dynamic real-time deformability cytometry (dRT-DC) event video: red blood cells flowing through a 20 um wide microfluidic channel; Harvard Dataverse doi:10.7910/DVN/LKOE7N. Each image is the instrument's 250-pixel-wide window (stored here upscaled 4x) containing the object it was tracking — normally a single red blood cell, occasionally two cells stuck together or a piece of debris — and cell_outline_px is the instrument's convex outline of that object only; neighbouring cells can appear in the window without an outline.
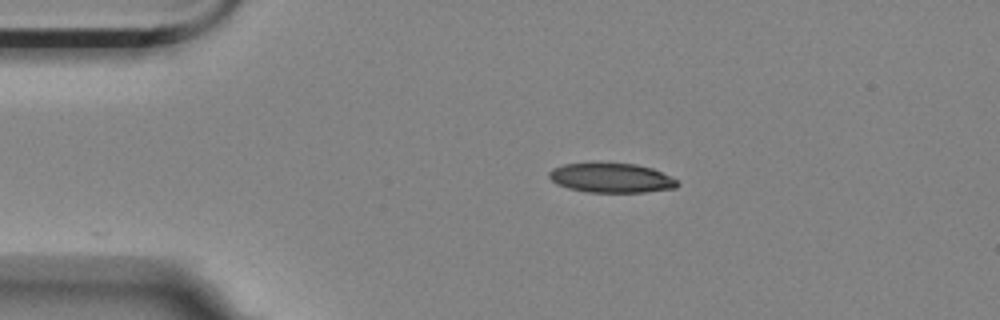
{"species": "Egyptian fruit bat (a non-hibernating species)", "species_latin": "Rousettus aegyptiacus", "temperature_condition": "room temperature", "stored_images_in_passage": 4, "camera_frame_rate_fps": 3000, "um_per_image_px": 0.085, "animal": {"sex": "female"}, "frame": {"image": 1, "passage_image": 4, "time_ms": 1.0, "image_size_px": [1000, 320], "cell_outline_px": [[680, 184], [676, 188], [644, 192], [588, 192], [568, 188], [556, 184], [548, 176], [548, 172], [552, 168], [564, 164], [596, 160], [636, 164], [652, 168], [676, 180]], "centroid_in_image_um": [51.89, 15.08], "position_along_channel_um": 33.1, "area_um2": 22.77}}